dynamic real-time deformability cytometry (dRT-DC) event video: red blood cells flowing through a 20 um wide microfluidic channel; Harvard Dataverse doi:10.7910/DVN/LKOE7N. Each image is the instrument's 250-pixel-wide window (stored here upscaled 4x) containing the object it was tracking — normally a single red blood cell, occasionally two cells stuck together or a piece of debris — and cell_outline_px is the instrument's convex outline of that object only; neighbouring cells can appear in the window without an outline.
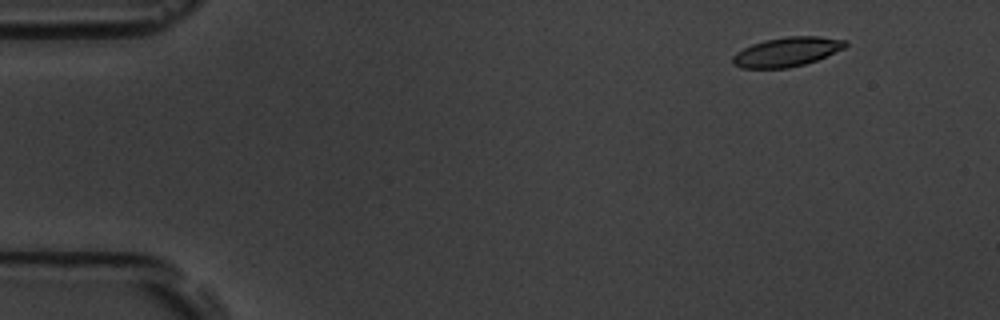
{"species": "common noctule bat (a hibernating species)", "species_latin": "Nyctalus noctula", "temperature_condition": "room temperature", "stored_images_in_passage": 17, "camera_frame_rate_fps": 3000, "um_per_image_px": 0.085, "animal": {"sex": "male", "body_mass_g": 19.5, "forearm_length_mm": 54.6}, "frame": {"image": 1, "passage_image": 6, "time_ms": 1.667, "image_size_px": [1000, 320], "cell_outline_px": [[848, 44], [844, 48], [816, 60], [804, 64], [788, 68], [740, 68], [732, 64], [732, 56], [736, 52], [752, 44], [764, 40], [788, 36], [820, 36], [848, 40]], "centroid_in_image_um": [66.87, 4.4], "position_along_channel_um": 18.1, "area_um2": 19.31}}